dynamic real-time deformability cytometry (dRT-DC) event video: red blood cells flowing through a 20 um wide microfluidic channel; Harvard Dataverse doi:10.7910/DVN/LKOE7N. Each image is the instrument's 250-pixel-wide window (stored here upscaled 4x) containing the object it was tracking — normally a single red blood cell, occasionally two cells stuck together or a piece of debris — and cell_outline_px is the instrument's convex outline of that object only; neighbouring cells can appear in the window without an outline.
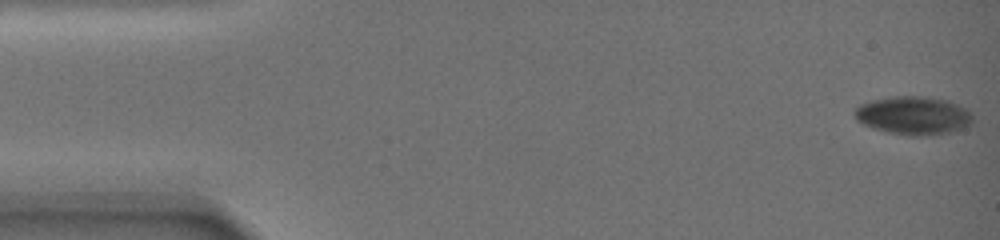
{"species": "common noctule bat (a hibernating species)", "species_latin": "Nyctalus noctula", "temperature_condition": "warm", "stored_images_in_passage": 52, "camera_frame_rate_fps": 3000, "um_per_image_px": 0.085, "animal": {"sex": "female", "body_mass_g": 19.0, "forearm_length_mm": 51.5}, "frame": {"image": 1, "passage_image": 1, "time_ms": 0.0, "image_size_px": [1000, 240], "cell_outline_px": [[972, 124], [948, 132], [924, 136], [908, 136], [888, 132], [872, 128], [856, 120], [852, 112], [860, 104], [872, 100], [892, 96], [924, 96], [948, 100], [964, 108], [972, 116]], "centroid_in_image_um": [77.58, 9.81], "position_along_channel_um": 7.4, "area_um2": 26.3}}
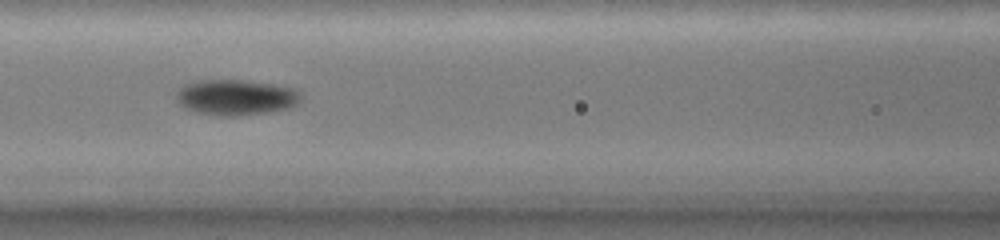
{"frame": {"image": 2, "passage_image": 23, "time_ms": 8.667, "image_size_px": [1000, 240], "cell_outline_px": [[300, 100], [292, 108], [264, 112], [232, 116], [220, 116], [196, 112], [184, 108], [176, 100], [176, 92], [184, 84], [196, 80], [244, 80], [276, 84], [296, 88], [300, 92]], "centroid_in_image_um": [20.04, 8.26], "position_along_channel_um": 146.6, "area_um2": 26.07}}
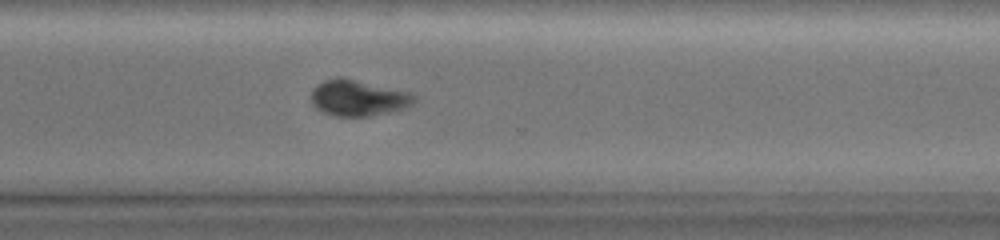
{"frame": {"image": 3, "passage_image": 39, "time_ms": 14.667, "image_size_px": [1000, 240], "cell_outline_px": [[416, 100], [408, 108], [368, 116], [332, 116], [316, 108], [312, 104], [308, 96], [312, 88], [316, 84], [324, 80], [336, 76], [340, 76], [408, 92], [416, 96]], "centroid_in_image_um": [30.38, 8.32], "position_along_channel_um": 340.2, "area_um2": 21.91}, "authors_computed_cell_mechanics": {"area_um2": 25.4031, "velocity_mm_per_s": 3.2247, "shape_relaxation_time_tau1_ms": null, "shape_relaxation_time_tau2_ms": 3.2628, "deformation_change_tau1": null, "deformation_change_tau2": 0.0695}}